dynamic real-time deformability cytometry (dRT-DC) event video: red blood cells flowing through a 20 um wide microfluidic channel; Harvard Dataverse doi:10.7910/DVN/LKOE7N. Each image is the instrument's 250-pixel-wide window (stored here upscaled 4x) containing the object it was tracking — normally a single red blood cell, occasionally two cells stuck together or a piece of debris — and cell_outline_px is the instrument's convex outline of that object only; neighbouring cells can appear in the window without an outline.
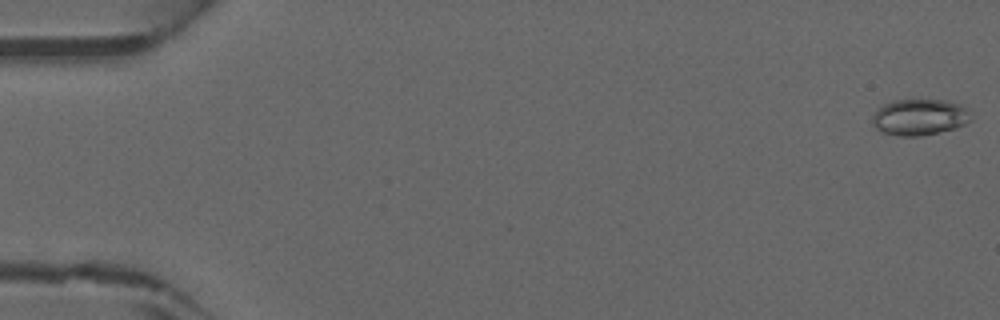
{"species": "common noctule bat (a hibernating species)", "species_latin": "Nyctalus noctula", "temperature_condition": "warm", "stored_images_in_passage": 46, "camera_frame_rate_fps": 3000, "um_per_image_px": 0.085, "animal": {"sex": "male", "forearm_length_mm": 52.5}, "frame": {"image": 1, "passage_image": 1, "time_ms": 0.0, "image_size_px": [1000, 320], "cell_outline_px": [[972, 120], [956, 128], [920, 136], [900, 136], [884, 132], [876, 128], [872, 124], [872, 116], [876, 108], [892, 100], [944, 100], [960, 104], [968, 108], [972, 112]], "centroid_in_image_um": [78.18, 9.94], "position_along_channel_um": 6.8, "area_um2": 21.04}}
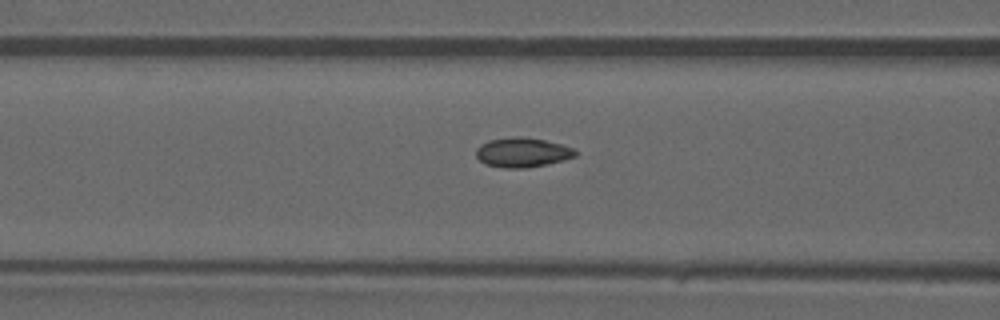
{"frame": {"image": 2, "passage_image": 19, "time_ms": 6.0, "image_size_px": [1000, 320], "cell_outline_px": [[576, 156], [564, 160], [548, 164], [528, 168], [504, 168], [484, 164], [476, 156], [476, 148], [480, 144], [488, 140], [512, 136], [520, 136], [544, 140], [560, 144], [572, 148], [576, 152]], "centroid_in_image_um": [44.36, 12.96], "position_along_channel_um": 122.2, "area_um2": 17.22}}
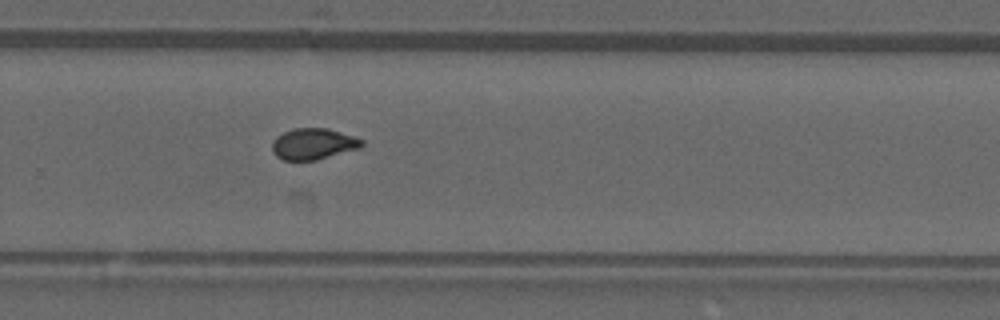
{"frame": {"image": 3, "passage_image": 31, "time_ms": 10.0, "image_size_px": [1000, 320], "cell_outline_px": [[364, 144], [360, 148], [316, 160], [284, 160], [276, 156], [272, 152], [272, 140], [276, 136], [292, 128], [328, 128], [364, 140]], "centroid_in_image_um": [26.61, 12.23], "position_along_channel_um": 303.2, "area_um2": 16.36}}